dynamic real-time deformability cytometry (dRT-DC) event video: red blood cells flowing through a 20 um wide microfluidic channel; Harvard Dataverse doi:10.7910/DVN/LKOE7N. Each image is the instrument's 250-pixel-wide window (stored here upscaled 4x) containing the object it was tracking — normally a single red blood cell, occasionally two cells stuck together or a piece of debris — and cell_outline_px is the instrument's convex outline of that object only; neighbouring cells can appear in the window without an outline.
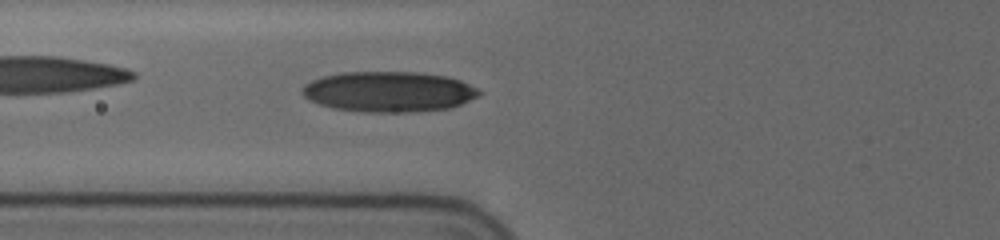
{"species": "human", "species_latin": "Homo sapiens", "temperature_condition": "cold", "stored_images_in_passage": 40, "camera_frame_rate_fps": 3000, "um_per_image_px": 0.085, "donor": {"sex": "female"}, "frame": {"image": 1, "passage_image": 7, "time_ms": 2.0, "image_size_px": [1000, 240], "cell_outline_px": [[484, 92], [480, 96], [460, 104], [448, 108], [412, 112], [364, 112], [336, 108], [320, 104], [304, 96], [300, 92], [300, 88], [304, 84], [312, 80], [324, 76], [344, 72], [416, 72], [448, 76], [460, 80]], "centroid_in_image_um": [33.06, 7.79], "position_along_channel_um": 92.7, "area_um2": 41.67}}
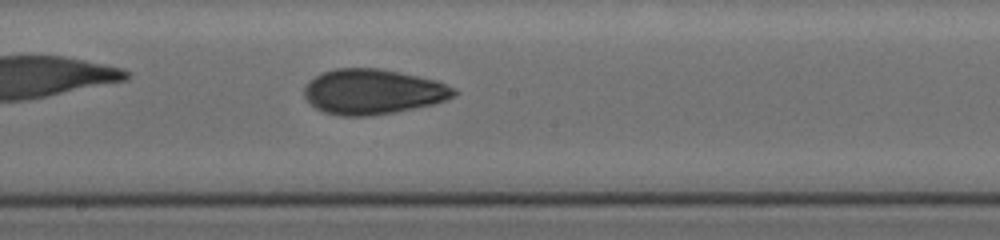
{"frame": {"image": 2, "passage_image": 17, "time_ms": 5.333, "image_size_px": [1000, 240], "cell_outline_px": [[456, 92], [452, 96], [444, 100], [432, 104], [396, 112], [368, 116], [340, 116], [324, 112], [316, 108], [304, 96], [304, 88], [320, 72], [336, 68], [380, 68], [436, 80], [456, 88]], "centroid_in_image_um": [31.68, 7.79], "position_along_channel_um": 216.5, "area_um2": 39.19}}
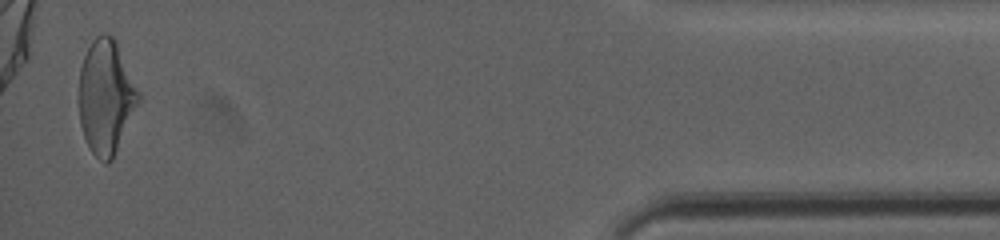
{"frame": {"image": 3, "passage_image": 39, "time_ms": 12.667, "image_size_px": [1000, 240], "cell_outline_px": [[140, 100], [112, 160], [108, 164], [104, 164], [88, 148], [80, 124], [80, 68], [84, 56], [92, 40], [96, 36], [104, 32], [108, 32], [116, 40], [140, 92]], "centroid_in_image_um": [9.02, 8.22], "position_along_channel_um": 426.2, "area_um2": 39.54}, "authors_computed_cell_mechanics": {"area_um2": 38.7549, "velocity_mm_per_s": 3.6822, "shape_relaxation_time_tau1_ms": 5.0409, "shape_relaxation_time_tau2_ms": 2.3074, "deformation_change_tau1": 0.1614, "deformation_change_tau2": 0.0799}}